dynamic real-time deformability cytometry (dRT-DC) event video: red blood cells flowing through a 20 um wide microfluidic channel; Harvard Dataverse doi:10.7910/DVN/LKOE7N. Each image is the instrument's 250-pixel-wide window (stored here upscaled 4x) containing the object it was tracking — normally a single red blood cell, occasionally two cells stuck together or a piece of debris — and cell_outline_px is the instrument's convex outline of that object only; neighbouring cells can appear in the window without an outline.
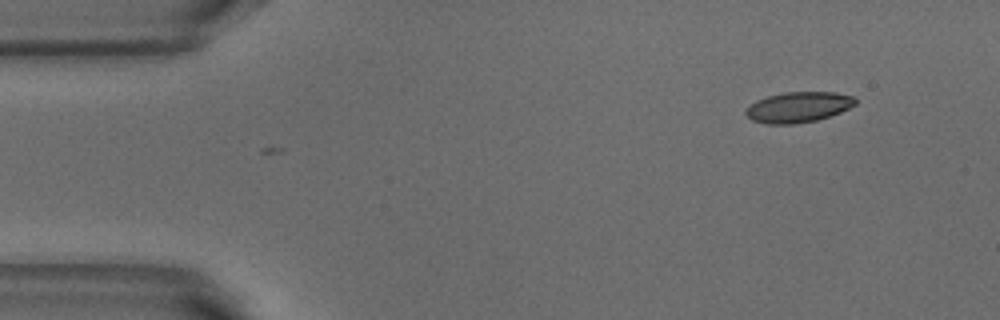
{"species": "common noctule bat (a hibernating species)", "species_latin": "Nyctalus noctula", "temperature_condition": "warm", "stored_images_in_passage": 2, "camera_frame_rate_fps": 3000, "um_per_image_px": 0.085, "animal": {"sex": "male", "body_mass_g": 18.8}, "frame": {"image": 1, "passage_image": 2, "time_ms": 0.333, "image_size_px": [1000, 320], "cell_outline_px": [[856, 104], [840, 112], [816, 120], [792, 124], [768, 124], [752, 120], [744, 112], [756, 100], [768, 96], [784, 92], [836, 92], [856, 96]], "centroid_in_image_um": [67.88, 9.09], "position_along_channel_um": 17.1, "area_um2": 19.36}}